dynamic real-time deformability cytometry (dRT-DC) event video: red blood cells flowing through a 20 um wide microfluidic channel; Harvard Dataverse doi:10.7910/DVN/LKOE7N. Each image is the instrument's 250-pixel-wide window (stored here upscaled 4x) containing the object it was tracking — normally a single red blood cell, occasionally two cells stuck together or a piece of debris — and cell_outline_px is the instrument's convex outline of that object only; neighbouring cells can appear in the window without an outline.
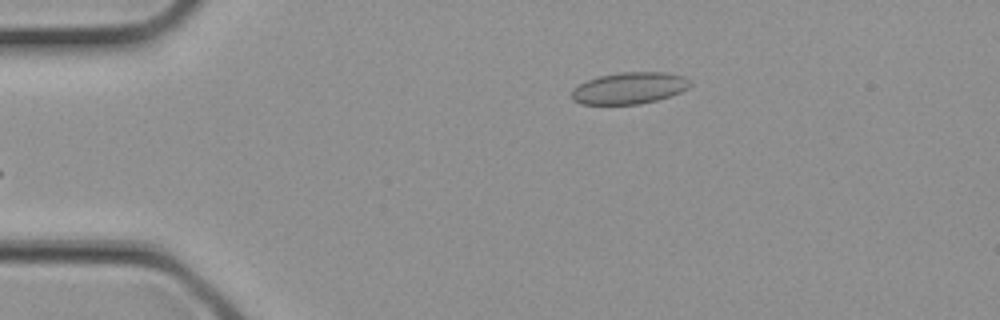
{"species": "common noctule bat (a hibernating species)", "species_latin": "Nyctalus noctula", "temperature_condition": "cold", "stored_images_in_passage": 4, "camera_frame_rate_fps": 3000, "um_per_image_px": 0.085, "animal": {"sex": "female", "body_mass_g": 21.9}, "frame": {"image": 1, "passage_image": 4, "time_ms": 1.0, "image_size_px": [1000, 320], "cell_outline_px": [[692, 84], [688, 88], [680, 92], [656, 100], [640, 104], [580, 104], [572, 100], [572, 88], [588, 80], [600, 76], [620, 72], [668, 72], [684, 76], [692, 80]], "centroid_in_image_um": [53.52, 7.48], "position_along_channel_um": 31.5, "area_um2": 21.91}}